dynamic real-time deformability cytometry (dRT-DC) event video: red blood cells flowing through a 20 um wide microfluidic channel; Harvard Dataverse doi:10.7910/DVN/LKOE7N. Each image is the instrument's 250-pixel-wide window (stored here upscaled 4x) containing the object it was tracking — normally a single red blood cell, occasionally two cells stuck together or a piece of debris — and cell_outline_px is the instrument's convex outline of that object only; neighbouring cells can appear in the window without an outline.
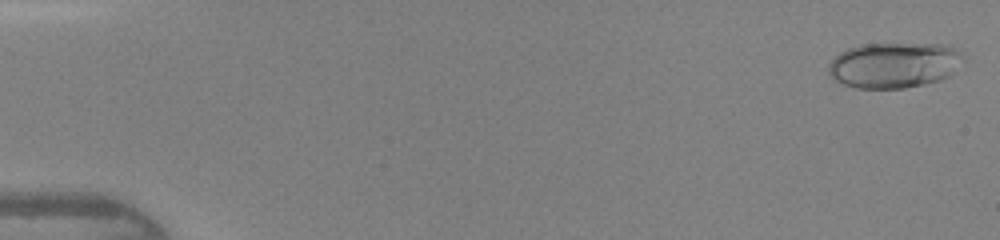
{"species": "human", "species_latin": "Homo sapiens", "temperature_condition": "warm", "stored_images_in_passage": 46, "camera_frame_rate_fps": 3000, "um_per_image_px": 0.085, "donor": {"sex": "female"}, "frame": {"image": 1, "passage_image": 1, "time_ms": 0.0, "image_size_px": [1000, 240], "cell_outline_px": [[960, 52], [952, 72], [948, 76], [940, 80], [924, 84], [904, 88], [856, 88], [844, 84], [836, 80], [828, 72], [828, 64], [840, 52], [848, 48], [864, 44], [940, 44], [956, 48]], "centroid_in_image_um": [75.91, 5.53], "position_along_channel_um": 9.1, "area_um2": 35.08}}
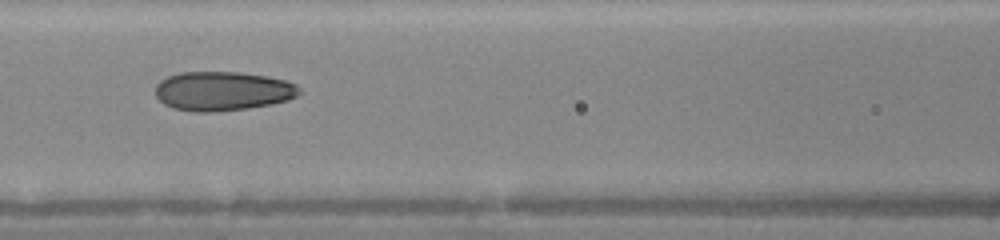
{"frame": {"image": 2, "passage_image": 21, "time_ms": 6.667, "image_size_px": [1000, 240], "cell_outline_px": [[300, 92], [296, 96], [288, 100], [248, 108], [212, 112], [196, 112], [172, 108], [164, 104], [156, 96], [156, 84], [160, 80], [168, 76], [180, 72], [240, 72], [264, 76], [284, 80], [296, 84], [300, 88]], "centroid_in_image_um": [18.89, 7.74], "position_along_channel_um": 147.7, "area_um2": 32.77}}
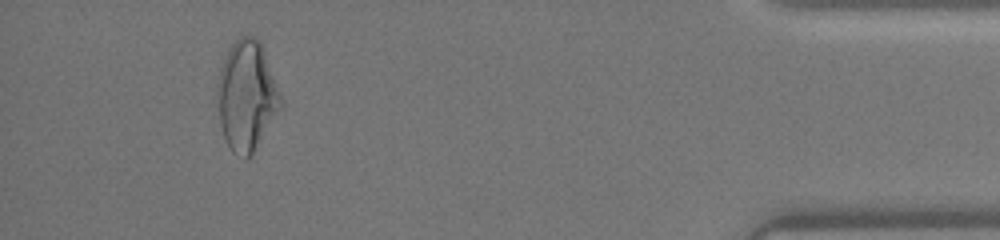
{"frame": {"image": 3, "passage_image": 43, "time_ms": 14.0, "image_size_px": [1000, 240], "cell_outline_px": [[280, 108], [252, 152], [244, 160], [232, 152], [224, 140], [220, 124], [216, 92], [216, 80], [220, 68], [228, 48], [240, 36], [252, 36], [260, 40], [280, 92]], "centroid_in_image_um": [20.91, 8.11], "position_along_channel_um": 414.3, "area_um2": 40.23}, "authors_computed_cell_mechanics": {"area_um2": 32.9171, "velocity_mm_per_s": 4.3806, "shape_relaxation_time_tau1_ms": 5.3592, "shape_relaxation_time_tau2_ms": 1.2087, "deformation_change_tau1": 0.1865, "deformation_change_tau2": 0.0829}}